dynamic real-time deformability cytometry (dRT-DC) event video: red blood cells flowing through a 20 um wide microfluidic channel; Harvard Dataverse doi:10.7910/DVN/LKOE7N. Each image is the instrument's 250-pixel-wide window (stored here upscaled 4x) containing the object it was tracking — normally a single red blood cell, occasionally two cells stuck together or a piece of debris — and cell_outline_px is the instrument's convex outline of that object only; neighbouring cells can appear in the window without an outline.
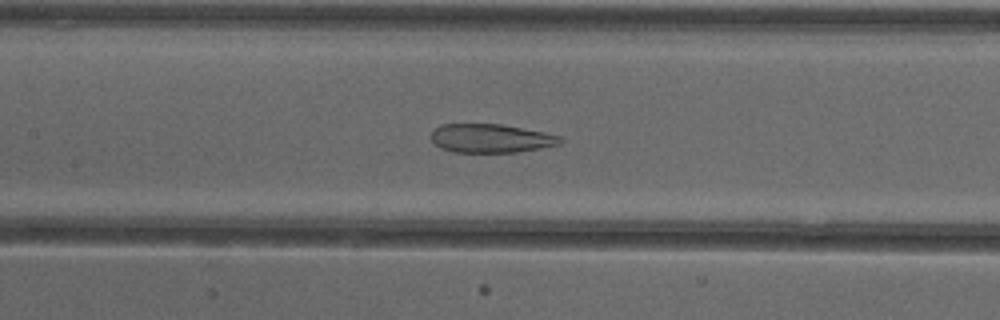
{"species": "common noctule bat (a hibernating species)", "species_latin": "Nyctalus noctula", "temperature_condition": "cold", "stored_images_in_passage": 52, "camera_frame_rate_fps": 3000, "um_per_image_px": 0.085, "animal": {"sex": "female"}, "frame": {"image": 1, "passage_image": 24, "time_ms": 7.667, "image_size_px": [1000, 320], "cell_outline_px": [[564, 140], [560, 144], [540, 148], [516, 152], [452, 152], [440, 148], [432, 144], [432, 132], [440, 124], [500, 124], [544, 132], [560, 136]], "centroid_in_image_um": [41.7, 11.76], "position_along_channel_um": 165.7, "area_um2": 21.62}}
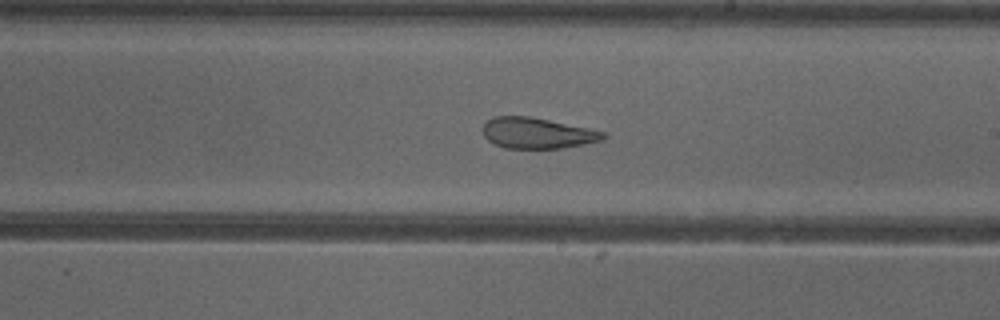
{"frame": {"image": 2, "passage_image": 30, "time_ms": 9.667, "image_size_px": [1000, 320], "cell_outline_px": [[608, 136], [604, 140], [584, 144], [560, 148], [504, 148], [488, 140], [484, 136], [484, 124], [492, 116], [528, 116], [588, 128], [604, 132]], "centroid_in_image_um": [45.68, 11.31], "position_along_channel_um": 243.3, "area_um2": 21.44}}
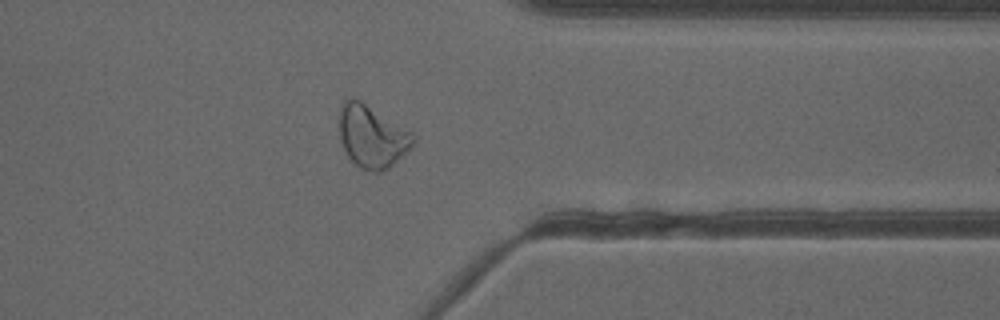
{"frame": {"image": 3, "passage_image": 41, "time_ms": 13.333, "image_size_px": [1000, 320], "cell_outline_px": [[416, 144], [408, 152], [388, 168], [380, 172], [372, 172], [360, 168], [348, 156], [340, 140], [340, 108], [344, 100], [348, 96], [360, 100], [412, 132], [416, 136]], "centroid_in_image_um": [31.65, 11.6], "position_along_channel_um": 379.8, "area_um2": 26.99}, "authors_computed_cell_mechanics": {"area_um2": 27.8018, "velocity_mm_per_s": 3.8994, "shape_relaxation_time_tau1_ms": null, "shape_relaxation_time_tau2_ms": 1.7406, "deformation_change_tau1": null, "deformation_change_tau2": 0.0947}}